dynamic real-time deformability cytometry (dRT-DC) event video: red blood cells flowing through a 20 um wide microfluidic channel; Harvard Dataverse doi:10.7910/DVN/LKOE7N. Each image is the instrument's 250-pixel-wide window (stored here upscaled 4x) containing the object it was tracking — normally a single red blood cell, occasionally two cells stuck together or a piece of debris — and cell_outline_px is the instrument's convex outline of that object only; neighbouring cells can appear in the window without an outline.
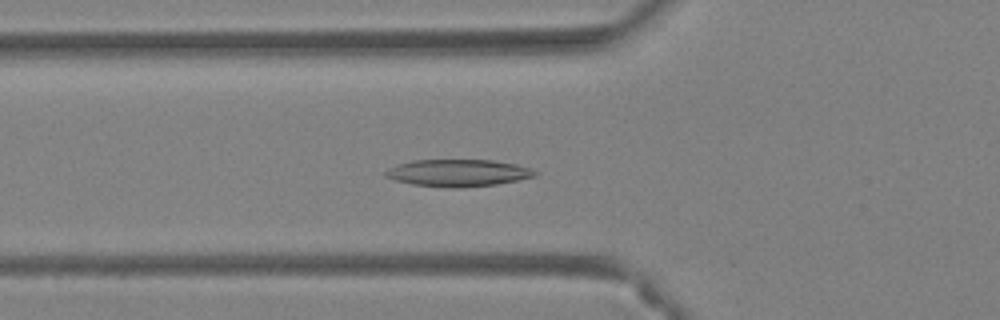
{"species": "Egyptian fruit bat (a non-hibernating species)", "species_latin": "Rousettus aegyptiacus", "temperature_condition": "warm", "stored_images_in_passage": 47, "camera_frame_rate_fps": 3000, "um_per_image_px": 0.085, "animal": {"sex": "female"}, "frame": {"image": 1, "passage_image": 18, "time_ms": 5.667, "image_size_px": [1000, 320], "cell_outline_px": [[540, 172], [536, 176], [496, 184], [460, 188], [452, 188], [412, 184], [396, 180], [384, 176], [384, 172], [388, 168], [396, 164], [412, 160], [492, 160], [516, 164], [532, 168]], "centroid_in_image_um": [38.94, 14.69], "position_along_channel_um": 86.9, "area_um2": 23.7}}
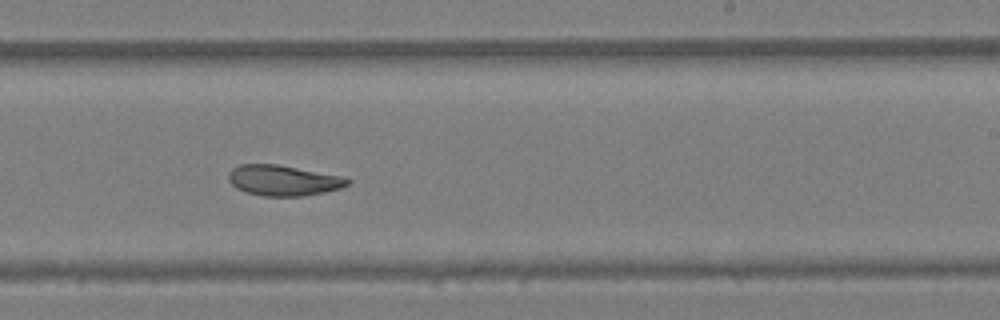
{"frame": {"image": 2, "passage_image": 30, "time_ms": 9.667, "image_size_px": [1000, 320], "cell_outline_px": [[352, 180], [348, 184], [340, 188], [324, 192], [304, 196], [264, 196], [244, 192], [236, 188], [228, 180], [228, 172], [232, 168], [240, 164], [276, 164], [340, 176]], "centroid_in_image_um": [24.03, 15.34], "position_along_channel_um": 265.0, "area_um2": 21.1}}
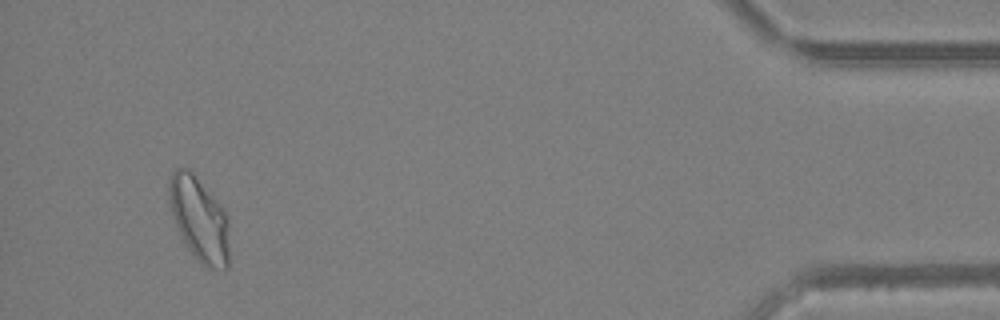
{"frame": {"image": 3, "passage_image": 45, "time_ms": 14.667, "image_size_px": [1000, 320], "cell_outline_px": [[228, 268], [208, 268], [200, 264], [196, 260], [188, 248], [176, 224], [168, 200], [168, 180], [172, 172], [176, 168], [192, 168], [224, 208], [228, 216]], "centroid_in_image_um": [16.94, 18.55], "position_along_channel_um": 418.3, "area_um2": 30.06}, "authors_computed_cell_mechanics": {"area_um2": 24.1604, "velocity_mm_per_s": 4.4611, "shape_relaxation_time_tau1_ms": null, "shape_relaxation_time_tau2_ms": 2.8807, "deformation_change_tau1": null, "deformation_change_tau2": 0.0866}}